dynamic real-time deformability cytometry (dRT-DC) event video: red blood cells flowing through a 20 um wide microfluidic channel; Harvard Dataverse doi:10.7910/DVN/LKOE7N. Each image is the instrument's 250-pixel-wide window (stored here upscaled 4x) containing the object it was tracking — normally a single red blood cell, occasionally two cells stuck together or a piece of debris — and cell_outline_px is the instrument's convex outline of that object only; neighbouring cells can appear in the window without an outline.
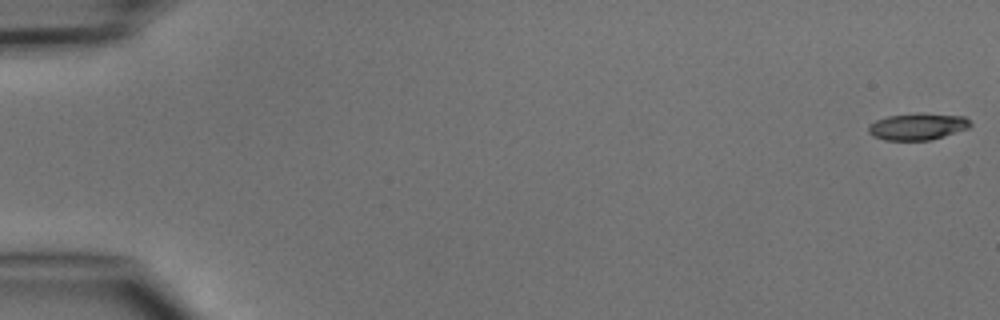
{"species": "common noctule bat (a hibernating species)", "species_latin": "Nyctalus noctula", "temperature_condition": "cold", "stored_images_in_passage": 6, "camera_frame_rate_fps": 3000, "um_per_image_px": 0.085, "animal": {"sex": "male", "body_mass_g": 15.6}, "frame": {"image": 1, "passage_image": 1, "time_ms": 0.0, "image_size_px": [1000, 320], "cell_outline_px": [[972, 124], [968, 128], [944, 136], [928, 140], [884, 140], [872, 136], [868, 132], [868, 124], [876, 120], [888, 116], [916, 112], [924, 112], [964, 116]], "centroid_in_image_um": [77.97, 10.73], "position_along_channel_um": 7.0, "area_um2": 16.13}}
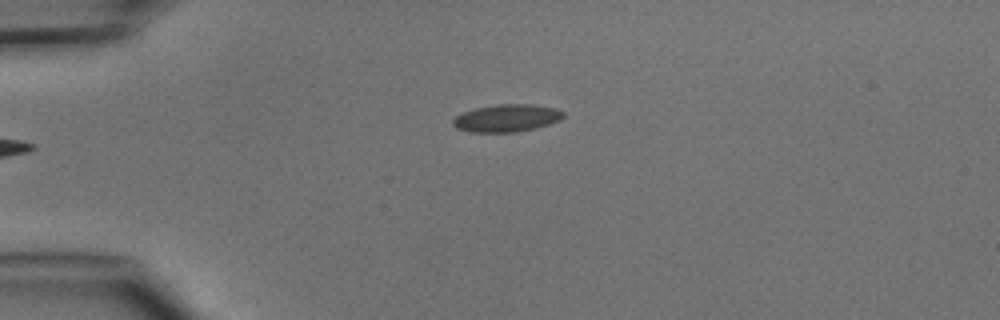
{"frame": {"image": 2, "passage_image": 6, "time_ms": 5.667, "image_size_px": [1000, 320], "cell_outline_px": [[564, 116], [560, 120], [536, 128], [516, 132], [468, 132], [456, 128], [452, 124], [452, 120], [456, 116], [464, 112], [476, 108], [496, 104], [532, 104], [556, 108], [564, 112]], "centroid_in_image_um": [43.07, 10.04], "position_along_channel_um": 41.9, "area_um2": 17.74}}